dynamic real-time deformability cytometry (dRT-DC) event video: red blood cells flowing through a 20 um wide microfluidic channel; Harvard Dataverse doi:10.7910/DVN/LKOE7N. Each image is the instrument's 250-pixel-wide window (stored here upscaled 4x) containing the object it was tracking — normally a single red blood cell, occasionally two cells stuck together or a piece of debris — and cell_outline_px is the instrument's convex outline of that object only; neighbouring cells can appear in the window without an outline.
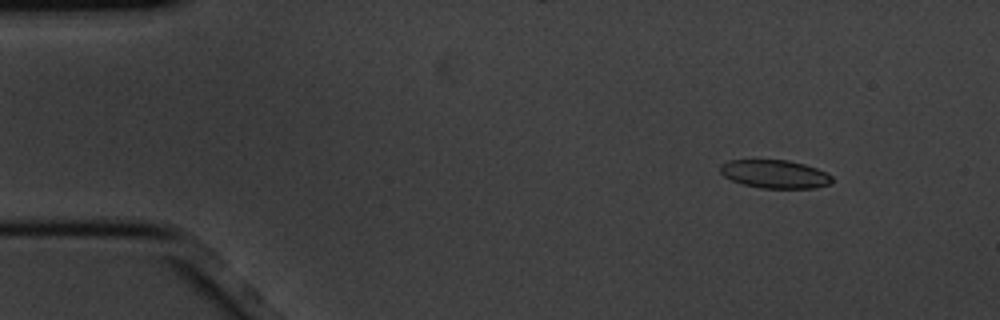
{"species": "common noctule bat (a hibernating species)", "species_latin": "Nyctalus noctula", "temperature_condition": "cold", "stored_images_in_passage": 4, "camera_frame_rate_fps": 3000, "um_per_image_px": 0.085, "animal": {"sex": "male", "body_mass_g": 20.1, "forearm_length_mm": 53.5}, "frame": {"image": 1, "passage_image": 2, "time_ms": 0.333, "image_size_px": [1000, 320], "cell_outline_px": [[832, 184], [816, 188], [760, 188], [744, 184], [732, 180], [724, 176], [720, 172], [720, 164], [728, 160], [788, 160], [804, 164], [816, 168], [832, 176]], "centroid_in_image_um": [65.87, 14.8], "position_along_channel_um": 19.1, "area_um2": 18.44}}